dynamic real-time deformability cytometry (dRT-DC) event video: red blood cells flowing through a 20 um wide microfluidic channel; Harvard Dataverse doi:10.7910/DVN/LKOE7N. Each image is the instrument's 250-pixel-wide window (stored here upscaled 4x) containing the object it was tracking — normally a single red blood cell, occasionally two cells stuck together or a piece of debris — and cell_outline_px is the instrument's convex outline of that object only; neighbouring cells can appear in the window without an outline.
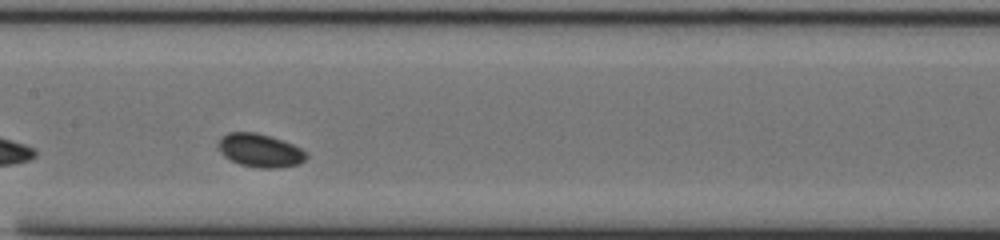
{"species": "common noctule bat (a hibernating species)", "species_latin": "Nyctalus noctula", "temperature_condition": "cold", "stored_images_in_passage": 29, "camera_frame_rate_fps": 3000, "um_per_image_px": 0.085, "animal": {"sex": "male", "body_mass_g": 20.0, "forearm_length_mm": 53.3}, "frame": {"image": 1, "passage_image": 13, "time_ms": 4.0, "image_size_px": [1000, 240], "cell_outline_px": [[308, 156], [300, 164], [280, 168], [256, 168], [240, 164], [224, 156], [220, 152], [216, 144], [220, 136], [228, 132], [256, 132], [272, 136], [292, 144], [308, 152]], "centroid_in_image_um": [22.09, 12.78], "position_along_channel_um": 185.3, "area_um2": 17.46}, "authors_computed_cell_mechanics": {"area_um2": 16.5308, "velocity_mm_per_s": 3.6596, "shape_relaxation_time_tau1_ms": null, "shape_relaxation_time_tau2_ms": 6.6196, "deformation_change_tau1": null, "deformation_change_tau2": 0.0672}}